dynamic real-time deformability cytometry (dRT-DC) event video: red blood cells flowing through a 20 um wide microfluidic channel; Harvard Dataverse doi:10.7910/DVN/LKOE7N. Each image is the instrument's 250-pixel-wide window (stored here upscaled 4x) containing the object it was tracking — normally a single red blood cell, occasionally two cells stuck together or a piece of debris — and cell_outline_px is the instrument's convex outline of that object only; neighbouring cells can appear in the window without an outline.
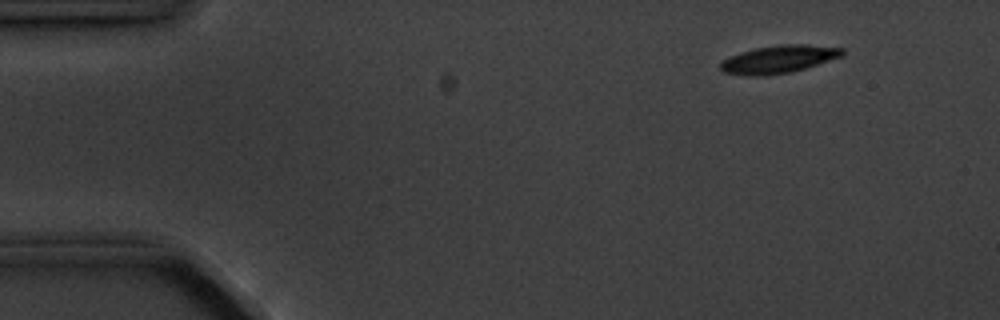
{"species": "common noctule bat (a hibernating species)", "species_latin": "Nyctalus noctula", "temperature_condition": "cold", "stored_images_in_passage": 7, "camera_frame_rate_fps": 3000, "um_per_image_px": 0.085, "animal": {"sex": "male", "body_mass_g": 20.1, "forearm_length_mm": 53.5}, "frame": {"image": 1, "passage_image": 1, "time_ms": 0.0, "image_size_px": [1000, 320], "cell_outline_px": [[844, 56], [804, 68], [788, 72], [752, 76], [724, 72], [720, 68], [720, 60], [728, 56], [740, 52], [756, 48], [780, 44], [808, 44], [844, 48]], "centroid_in_image_um": [66.19, 5.01], "position_along_channel_um": 18.8, "area_um2": 19.59}}
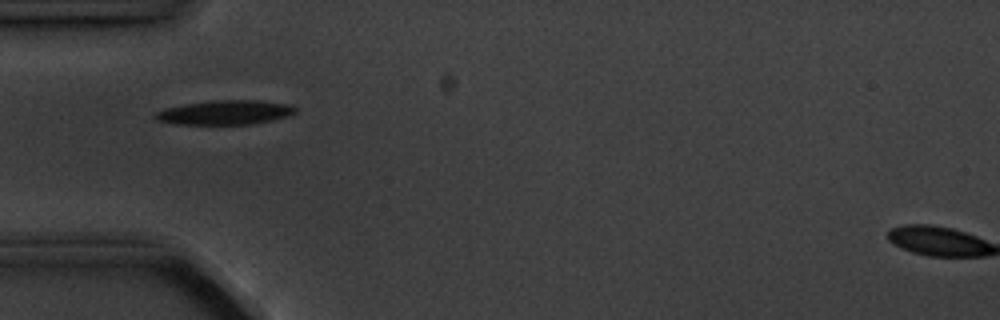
{"frame": {"image": 2, "passage_image": 4, "time_ms": 3.667, "image_size_px": [1000, 320], "cell_outline_px": [[296, 112], [288, 116], [272, 120], [248, 124], [172, 124], [156, 120], [152, 116], [156, 112], [164, 108], [184, 104], [212, 100], [260, 100], [292, 104], [296, 108]], "centroid_in_image_um": [19.11, 9.55], "position_along_channel_um": 65.9, "area_um2": 20.06}}